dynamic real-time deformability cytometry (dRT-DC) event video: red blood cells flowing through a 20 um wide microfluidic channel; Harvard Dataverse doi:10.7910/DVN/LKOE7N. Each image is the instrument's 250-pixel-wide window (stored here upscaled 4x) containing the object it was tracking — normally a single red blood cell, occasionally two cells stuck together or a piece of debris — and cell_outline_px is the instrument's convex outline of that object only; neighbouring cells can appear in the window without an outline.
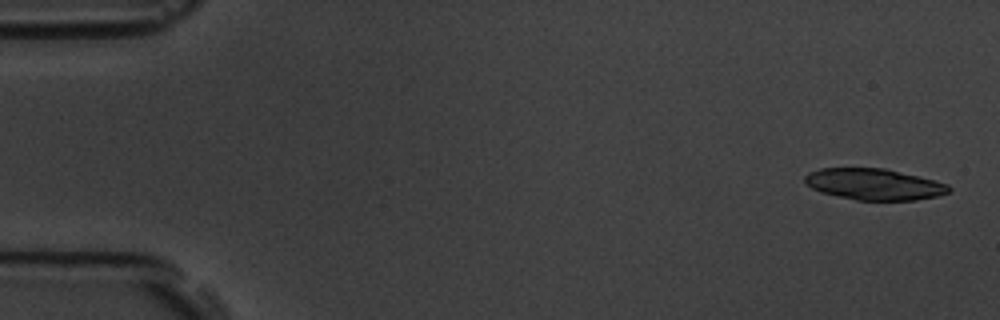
{"species": "common noctule bat (a hibernating species)", "species_latin": "Nyctalus noctula", "temperature_condition": "room temperature", "stored_images_in_passage": 6, "segment_of_instrument_passage": [1, 2], "camera_frame_rate_fps": 3000, "um_per_image_px": 0.085, "animal": {"sex": "male", "body_mass_g": 19.5, "forearm_length_mm": 54.6}, "frame": {"image": 1, "passage_image": 1, "time_ms": 0.0, "image_size_px": [1000, 320], "cell_outline_px": [[952, 192], [936, 196], [916, 200], [856, 200], [820, 192], [804, 184], [804, 176], [808, 172], [820, 168], [884, 168], [936, 180], [948, 184], [952, 188]], "centroid_in_image_um": [74.3, 15.66], "position_along_channel_um": 10.7, "area_um2": 26.47}}